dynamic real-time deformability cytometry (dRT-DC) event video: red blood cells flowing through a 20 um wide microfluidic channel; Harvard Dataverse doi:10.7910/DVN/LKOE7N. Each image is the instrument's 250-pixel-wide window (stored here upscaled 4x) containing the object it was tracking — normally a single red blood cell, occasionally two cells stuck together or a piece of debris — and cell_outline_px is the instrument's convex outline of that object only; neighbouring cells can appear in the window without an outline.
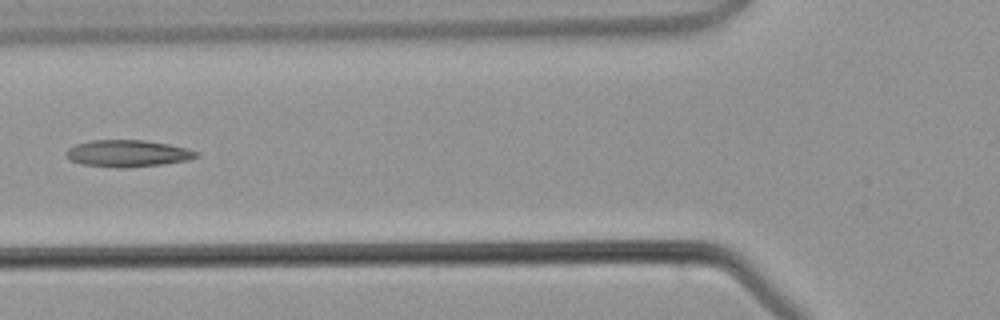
{"species": "common noctule bat (a hibernating species)", "species_latin": "Nyctalus noctula", "temperature_condition": "warm", "stored_images_in_passage": 4, "camera_frame_rate_fps": 3000, "um_per_image_px": 0.085, "animal": {"sex": "male", "body_mass_g": 21.5, "forearm_length_mm": 52.0}, "frame": {"image": 1, "passage_image": 4, "time_ms": 3.667, "image_size_px": [1000, 320], "cell_outline_px": [[200, 156], [188, 160], [164, 164], [128, 168], [116, 168], [80, 164], [72, 160], [68, 156], [68, 148], [76, 144], [92, 140], [144, 140], [168, 144], [188, 148], [200, 152]], "centroid_in_image_um": [10.92, 13.05], "position_along_channel_um": 114.9, "area_um2": 20.46}}